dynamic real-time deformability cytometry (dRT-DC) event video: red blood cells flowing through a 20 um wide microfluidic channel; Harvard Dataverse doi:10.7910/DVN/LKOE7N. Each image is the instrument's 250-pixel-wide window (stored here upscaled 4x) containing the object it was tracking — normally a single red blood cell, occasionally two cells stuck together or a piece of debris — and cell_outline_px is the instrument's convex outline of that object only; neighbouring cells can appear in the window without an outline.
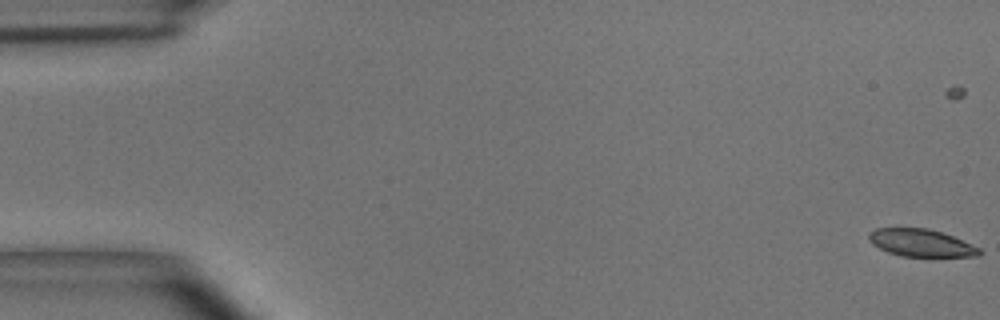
{"species": "common noctule bat (a hibernating species)", "species_latin": "Nyctalus noctula", "temperature_condition": "room temperature", "stored_images_in_passage": 14, "camera_frame_rate_fps": 3000, "um_per_image_px": 0.085, "animal": {"sex": "male", "body_mass_g": 15.6}, "frame": {"image": 1, "passage_image": 1, "time_ms": 0.0, "image_size_px": [1000, 320], "cell_outline_px": [[984, 252], [980, 256], [900, 256], [888, 252], [872, 244], [868, 240], [868, 232], [876, 228], [928, 228], [952, 236], [980, 248]], "centroid_in_image_um": [78.27, 20.64], "position_along_channel_um": 6.7, "area_um2": 17.63}}
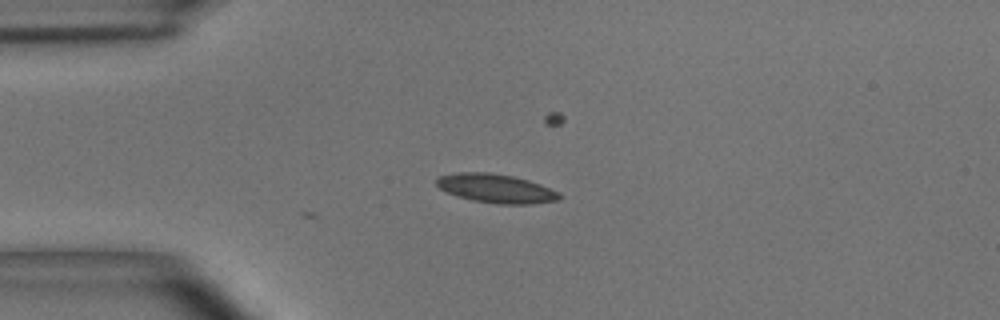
{"frame": {"image": 2, "passage_image": 14, "time_ms": 4.333, "image_size_px": [1000, 320], "cell_outline_px": [[564, 196], [560, 200], [532, 204], [496, 204], [472, 200], [456, 196], [440, 188], [436, 184], [436, 180], [440, 176], [456, 172], [488, 172], [512, 176], [528, 180], [540, 184], [560, 192]], "centroid_in_image_um": [42.2, 16.03], "position_along_channel_um": 42.8, "area_um2": 20.81}}